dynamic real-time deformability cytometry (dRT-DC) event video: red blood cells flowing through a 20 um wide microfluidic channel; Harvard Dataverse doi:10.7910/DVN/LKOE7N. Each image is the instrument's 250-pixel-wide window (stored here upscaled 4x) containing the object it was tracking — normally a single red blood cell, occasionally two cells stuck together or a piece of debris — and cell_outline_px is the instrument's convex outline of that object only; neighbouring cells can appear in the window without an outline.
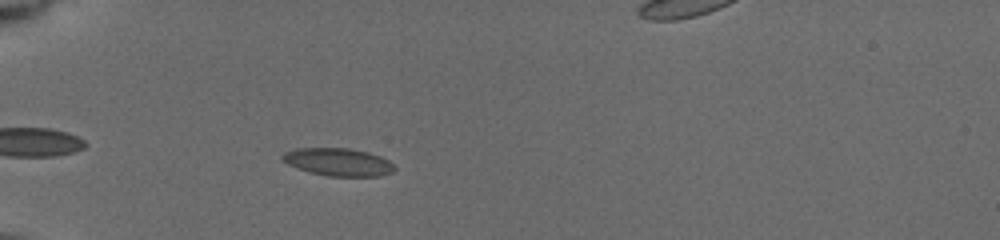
{"species": "common noctule bat (a hibernating species)", "species_latin": "Nyctalus noctula", "temperature_condition": "cold", "stored_images_in_passage": 9, "camera_frame_rate_fps": 3000, "um_per_image_px": 0.085, "animal": {"sex": "female", "body_mass_g": 19.5, "forearm_length_mm": 54.1}, "frame": {"image": 1, "passage_image": 5, "time_ms": 0.667, "image_size_px": [1000, 240], "cell_outline_px": [[396, 168], [392, 172], [380, 176], [328, 176], [308, 172], [296, 168], [280, 160], [280, 156], [284, 152], [296, 148], [348, 148], [368, 152], [380, 156], [388, 160]], "centroid_in_image_um": [28.7, 13.77], "position_along_channel_um": 56.3, "area_um2": 18.26}}